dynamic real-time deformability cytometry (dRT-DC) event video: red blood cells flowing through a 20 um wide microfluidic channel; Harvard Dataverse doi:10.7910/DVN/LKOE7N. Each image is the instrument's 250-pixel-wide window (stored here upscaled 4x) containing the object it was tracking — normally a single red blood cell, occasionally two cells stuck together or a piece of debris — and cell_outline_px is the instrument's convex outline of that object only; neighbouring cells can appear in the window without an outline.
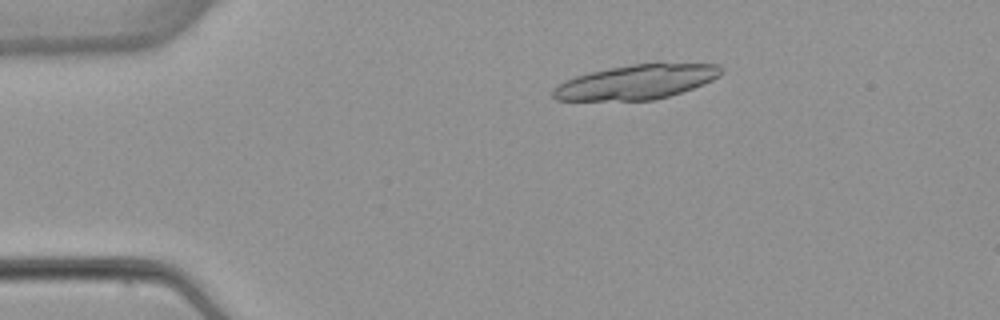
{"species": "common noctule bat (a hibernating species)", "species_latin": "Nyctalus noctula", "temperature_condition": "warm", "stored_images_in_passage": 4, "camera_frame_rate_fps": 3000, "um_per_image_px": 0.085, "animal": {"sex": "female", "body_mass_g": 22.7, "forearm_length_mm": 54.2}, "frame": {"image": 1, "passage_image": 2, "time_ms": 2.667, "image_size_px": [1000, 320], "cell_outline_px": [[724, 72], [720, 76], [704, 84], [668, 96], [652, 100], [556, 100], [552, 96], [552, 88], [564, 80], [576, 76], [608, 68], [632, 64], [716, 64]], "centroid_in_image_um": [54.05, 6.98], "position_along_channel_um": 30.9, "area_um2": 33.41}}